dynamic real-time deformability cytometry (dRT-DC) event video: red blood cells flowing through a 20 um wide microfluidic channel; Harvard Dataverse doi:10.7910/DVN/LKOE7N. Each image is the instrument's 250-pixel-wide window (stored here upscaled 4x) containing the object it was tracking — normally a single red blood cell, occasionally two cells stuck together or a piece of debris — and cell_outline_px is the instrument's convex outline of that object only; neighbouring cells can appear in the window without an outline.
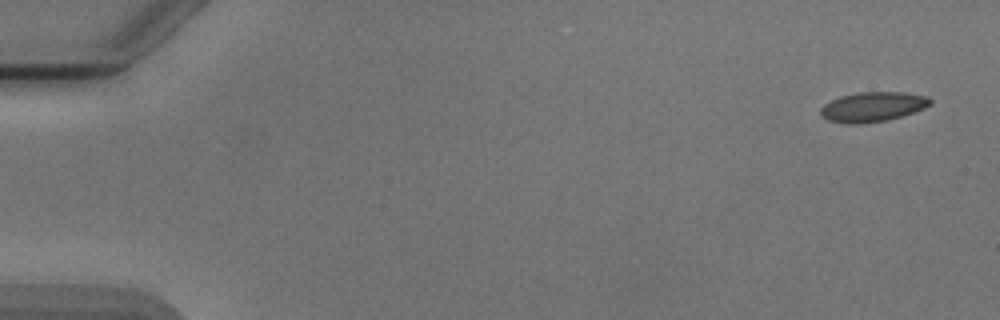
{"species": "Egyptian fruit bat (a non-hibernating species)", "species_latin": "Rousettus aegyptiacus", "temperature_condition": "cold", "stored_images_in_passage": 5, "camera_frame_rate_fps": 3000, "um_per_image_px": 0.085, "animal": {"sex": "male"}, "frame": {"image": 1, "passage_image": 1, "time_ms": 0.0, "image_size_px": [1000, 320], "cell_outline_px": [[932, 104], [924, 108], [888, 120], [856, 124], [848, 124], [828, 120], [820, 116], [820, 108], [824, 104], [840, 96], [860, 92], [904, 92], [928, 96], [932, 100]], "centroid_in_image_um": [74.17, 9.07], "position_along_channel_um": 10.8, "area_um2": 19.02}}
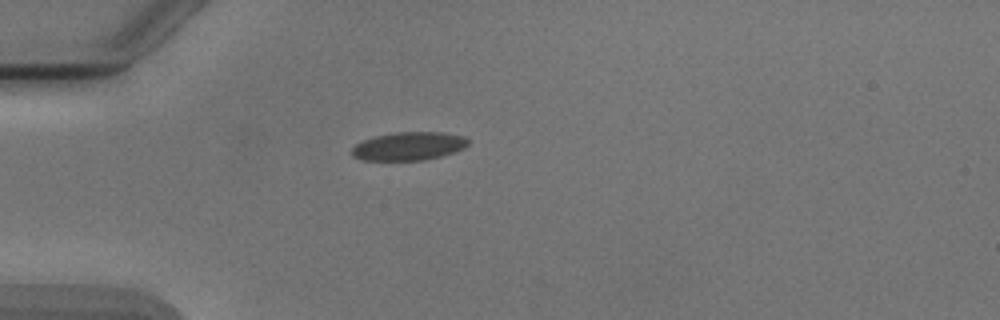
{"frame": {"image": 2, "passage_image": 4, "time_ms": 4.333, "image_size_px": [1000, 320], "cell_outline_px": [[468, 144], [464, 148], [440, 156], [424, 160], [364, 160], [352, 156], [352, 148], [356, 144], [364, 140], [376, 136], [396, 132], [444, 132], [464, 136], [468, 140]], "centroid_in_image_um": [34.75, 12.42], "position_along_channel_um": 50.3, "area_um2": 19.02}}